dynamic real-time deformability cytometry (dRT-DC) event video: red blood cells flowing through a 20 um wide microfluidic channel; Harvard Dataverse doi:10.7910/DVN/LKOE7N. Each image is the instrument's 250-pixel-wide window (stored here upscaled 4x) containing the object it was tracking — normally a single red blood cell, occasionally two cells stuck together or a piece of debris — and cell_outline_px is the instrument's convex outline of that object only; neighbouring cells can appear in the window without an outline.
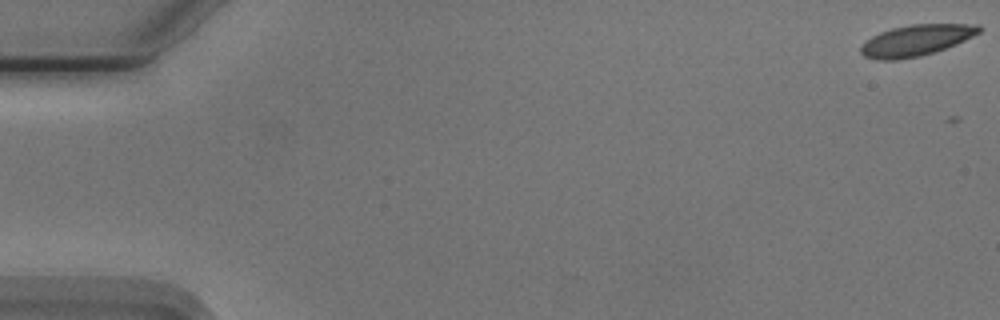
{"species": "Egyptian fruit bat (a non-hibernating species)", "species_latin": "Rousettus aegyptiacus", "temperature_condition": "cold", "stored_images_in_passage": 2, "camera_frame_rate_fps": 3000, "um_per_image_px": 0.085, "animal": {"sex": "male"}, "frame": {"image": 1, "passage_image": 1, "time_ms": 0.0, "image_size_px": [1000, 320], "cell_outline_px": [[980, 32], [956, 44], [920, 56], [896, 60], [876, 60], [864, 56], [860, 52], [860, 48], [872, 36], [880, 32], [892, 28], [912, 24], [980, 24]], "centroid_in_image_um": [77.85, 3.43], "position_along_channel_um": 7.1, "area_um2": 21.15}}